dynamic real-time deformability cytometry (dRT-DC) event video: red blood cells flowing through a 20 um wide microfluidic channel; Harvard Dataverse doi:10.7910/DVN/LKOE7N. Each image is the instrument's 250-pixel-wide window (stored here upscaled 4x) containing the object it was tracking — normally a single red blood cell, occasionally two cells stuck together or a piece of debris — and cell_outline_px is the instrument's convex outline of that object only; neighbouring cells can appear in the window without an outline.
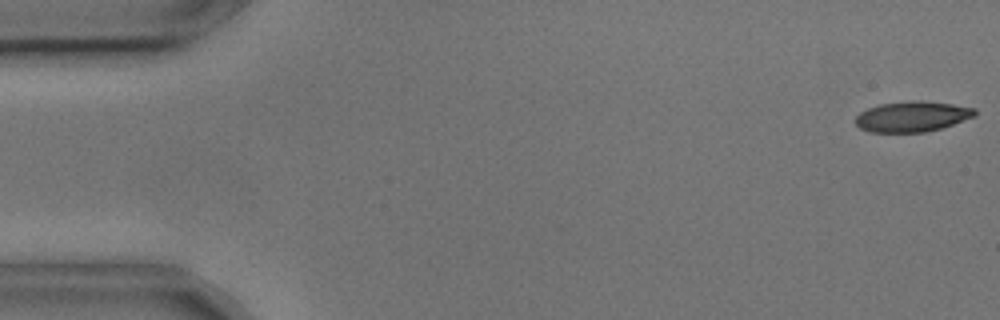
{"species": "common noctule bat (a hibernating species)", "species_latin": "Nyctalus noctula", "temperature_condition": "cold", "stored_images_in_passage": 5, "segment_of_instrument_passage": [1, 2], "camera_frame_rate_fps": 3000, "um_per_image_px": 0.085, "animal": {"sex": "male", "body_mass_g": 17.9, "forearm_length_mm": 54.2}, "frame": {"image": 1, "passage_image": 1, "time_ms": 0.0, "image_size_px": [1000, 320], "cell_outline_px": [[976, 116], [940, 128], [924, 132], [868, 132], [860, 128], [856, 124], [856, 116], [860, 112], [868, 108], [880, 104], [912, 100], [920, 100], [952, 104], [976, 108]], "centroid_in_image_um": [77.53, 9.9], "position_along_channel_um": 7.5, "area_um2": 21.15}}